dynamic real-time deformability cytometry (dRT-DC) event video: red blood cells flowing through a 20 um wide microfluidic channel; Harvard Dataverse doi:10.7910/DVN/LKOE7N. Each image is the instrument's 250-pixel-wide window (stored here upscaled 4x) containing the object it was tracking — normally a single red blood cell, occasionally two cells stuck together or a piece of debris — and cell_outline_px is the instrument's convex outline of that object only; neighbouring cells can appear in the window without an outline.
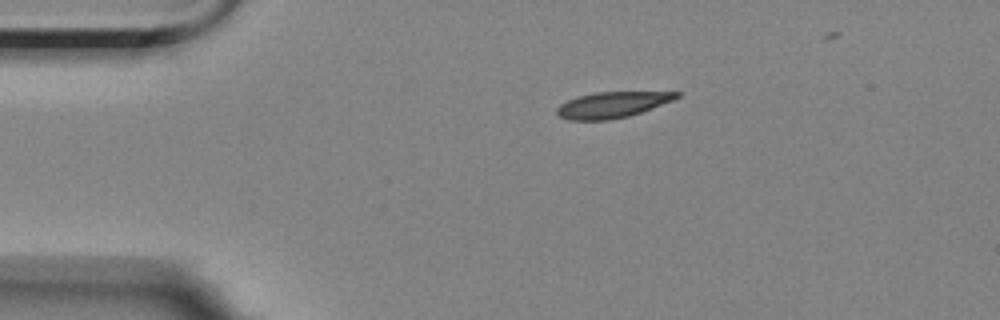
{"species": "Egyptian fruit bat (a non-hibernating species)", "species_latin": "Rousettus aegyptiacus", "temperature_condition": "room temperature", "stored_images_in_passage": 2, "camera_frame_rate_fps": 3000, "um_per_image_px": 0.085, "animal": {"sex": "female"}, "frame": {"image": 1, "passage_image": 1, "time_ms": 0.0, "image_size_px": [1000, 320], "cell_outline_px": [[680, 96], [672, 100], [640, 112], [628, 116], [608, 120], [568, 120], [560, 116], [556, 112], [556, 108], [560, 104], [576, 96], [596, 92], [680, 92]], "centroid_in_image_um": [51.98, 8.9], "position_along_channel_um": 33.0, "area_um2": 17.86}}